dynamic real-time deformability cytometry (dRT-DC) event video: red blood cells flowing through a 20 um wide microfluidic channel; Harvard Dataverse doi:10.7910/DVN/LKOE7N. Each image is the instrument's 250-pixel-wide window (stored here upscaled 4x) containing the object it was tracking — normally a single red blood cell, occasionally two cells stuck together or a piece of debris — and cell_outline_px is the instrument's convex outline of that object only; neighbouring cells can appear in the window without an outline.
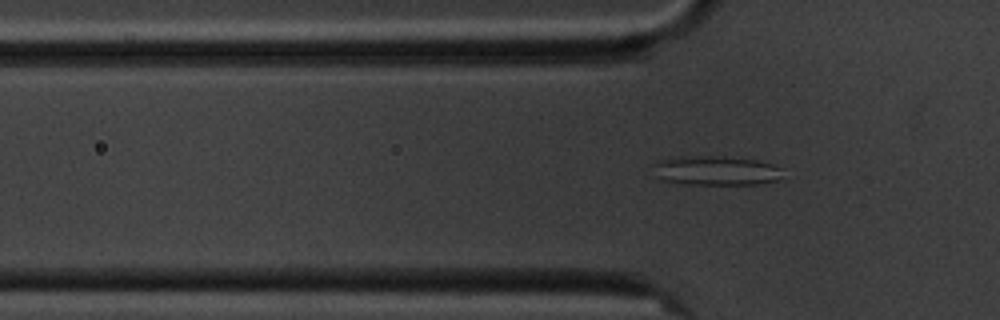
{"species": "common noctule bat (a hibernating species)", "species_latin": "Nyctalus noctula", "temperature_condition": "cold", "stored_images_in_passage": 6, "camera_frame_rate_fps": 3000, "um_per_image_px": 0.085, "animal": {"sex": "male", "body_mass_g": 20.1, "forearm_length_mm": 53.5}, "frame": {"image": 1, "passage_image": 6, "time_ms": 6.667, "image_size_px": [1000, 320], "cell_outline_px": [[780, 180], [760, 184], [684, 184], [660, 180], [656, 176], [648, 164], [656, 160], [672, 156], [724, 156], [756, 160], [772, 164], [780, 168]], "centroid_in_image_um": [60.72, 14.49], "position_along_channel_um": 65.1, "area_um2": 22.77}}